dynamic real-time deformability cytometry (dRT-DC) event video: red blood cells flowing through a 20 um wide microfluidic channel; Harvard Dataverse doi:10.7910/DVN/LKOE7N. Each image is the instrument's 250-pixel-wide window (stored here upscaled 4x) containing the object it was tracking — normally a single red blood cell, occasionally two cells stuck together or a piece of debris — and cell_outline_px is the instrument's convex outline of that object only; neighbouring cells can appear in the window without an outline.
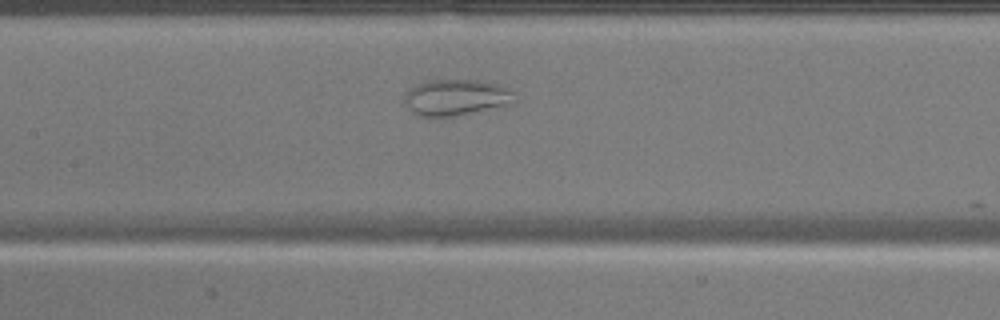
{"species": "common noctule bat (a hibernating species)", "species_latin": "Nyctalus noctula", "temperature_condition": "warm", "stored_images_in_passage": 41, "camera_frame_rate_fps": 3000, "um_per_image_px": 0.085, "animal": {"sex": "male", "body_mass_g": 17.9}, "frame": {"image": 1, "passage_image": 15, "time_ms": 4.667, "image_size_px": [1000, 320], "cell_outline_px": [[516, 104], [504, 108], [456, 116], [420, 116], [412, 112], [408, 108], [404, 100], [404, 96], [416, 84], [428, 80], [476, 80], [500, 84], [516, 92]], "centroid_in_image_um": [38.9, 8.3], "position_along_channel_um": 168.5, "area_um2": 23.93}}
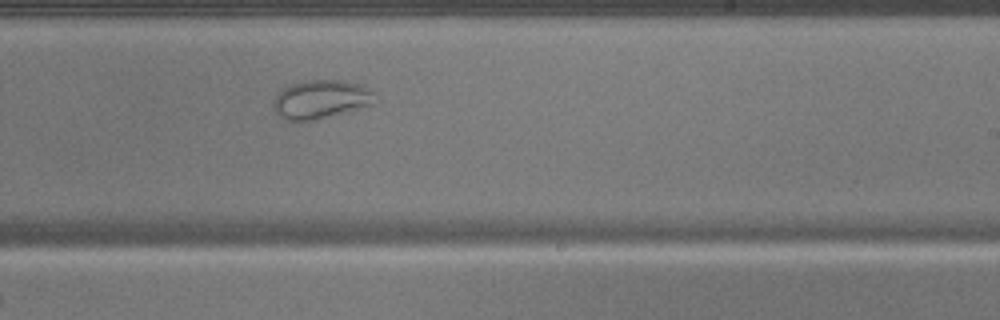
{"frame": {"image": 2, "passage_image": 22, "time_ms": 7.0, "image_size_px": [1000, 320], "cell_outline_px": [[380, 100], [376, 104], [312, 120], [284, 120], [272, 108], [272, 100], [284, 88], [292, 84], [304, 80], [340, 80], [364, 84]], "centroid_in_image_um": [27.32, 8.43], "position_along_channel_um": 261.7, "area_um2": 23.0}}
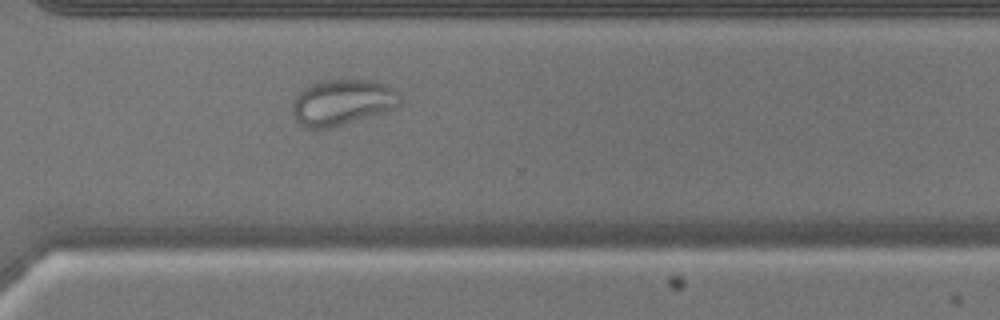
{"frame": {"image": 3, "passage_image": 28, "time_ms": 9.0, "image_size_px": [1000, 320], "cell_outline_px": [[400, 104], [396, 108], [388, 112], [332, 128], [304, 128], [296, 120], [292, 112], [292, 104], [296, 96], [304, 88], [312, 84], [324, 80], [368, 80], [384, 84], [392, 88], [400, 96]], "centroid_in_image_um": [29.1, 8.73], "position_along_channel_um": 341.5, "area_um2": 28.9}}